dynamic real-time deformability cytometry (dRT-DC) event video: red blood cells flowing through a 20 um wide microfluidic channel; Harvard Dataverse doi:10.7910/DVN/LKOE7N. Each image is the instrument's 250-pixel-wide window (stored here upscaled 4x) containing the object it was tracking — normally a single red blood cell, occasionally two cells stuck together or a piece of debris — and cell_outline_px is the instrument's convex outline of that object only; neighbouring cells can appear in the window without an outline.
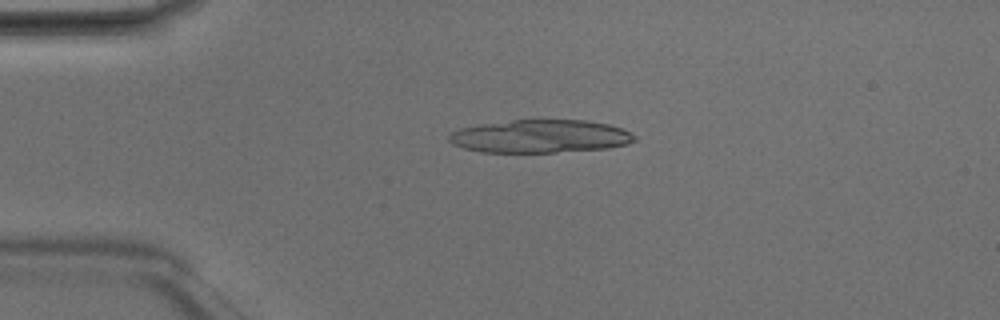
{"species": "Egyptian fruit bat (a non-hibernating species)", "species_latin": "Rousettus aegyptiacus", "temperature_condition": "room temperature", "stored_images_in_passage": 9, "camera_frame_rate_fps": 3000, "um_per_image_px": 0.085, "animal": {"sex": "male"}, "frame": {"image": 1, "passage_image": 3, "time_ms": 0.667, "image_size_px": [1000, 320], "cell_outline_px": [[636, 140], [628, 144], [608, 148], [556, 152], [480, 152], [464, 148], [452, 144], [448, 140], [448, 136], [452, 132], [460, 128], [484, 124], [512, 120], [584, 120], [608, 124], [624, 128], [632, 132], [636, 136]], "centroid_in_image_um": [45.96, 11.59], "position_along_channel_um": 39.0, "area_um2": 35.78}}